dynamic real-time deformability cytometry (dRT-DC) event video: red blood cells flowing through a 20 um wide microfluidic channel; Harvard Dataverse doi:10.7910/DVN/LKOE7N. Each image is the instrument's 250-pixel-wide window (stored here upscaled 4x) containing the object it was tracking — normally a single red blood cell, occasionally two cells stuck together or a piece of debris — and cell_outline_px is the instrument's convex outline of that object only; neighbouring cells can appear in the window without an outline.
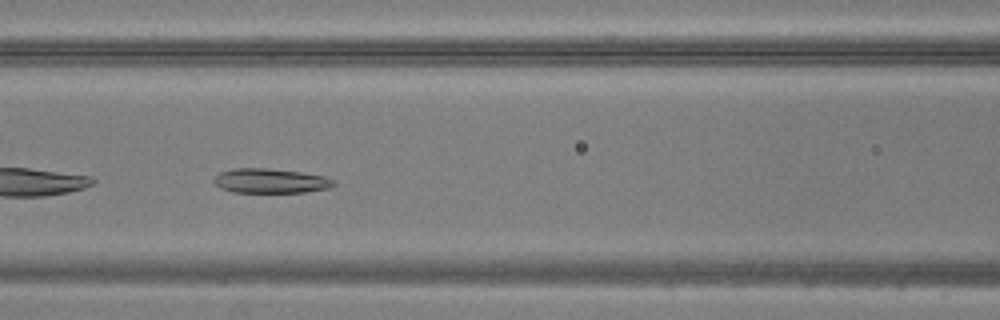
{"species": "common noctule bat (a hibernating species)", "species_latin": "Nyctalus noctula", "temperature_condition": "warm", "stored_images_in_passage": 33, "camera_frame_rate_fps": 3000, "um_per_image_px": 0.085, "animal": {"sex": "male", "body_mass_g": 20.5, "forearm_length_mm": 52.5}, "frame": {"image": 1, "passage_image": 10, "time_ms": 3.0, "image_size_px": [1000, 320], "cell_outline_px": [[336, 184], [328, 188], [304, 192], [232, 192], [220, 188], [212, 180], [220, 172], [232, 168], [268, 168], [300, 172], [324, 176], [336, 180]], "centroid_in_image_um": [22.99, 15.37], "position_along_channel_um": 143.6, "area_um2": 17.17}}
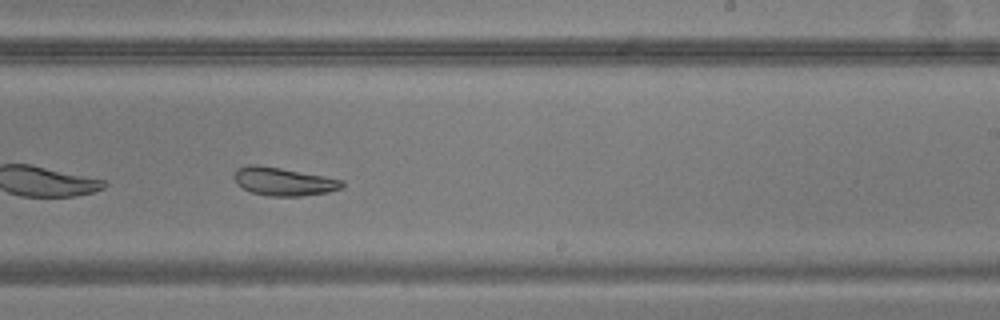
{"frame": {"image": 2, "passage_image": 19, "time_ms": 6.0, "image_size_px": [1000, 320], "cell_outline_px": [[344, 184], [340, 188], [328, 192], [300, 196], [268, 196], [252, 192], [236, 184], [232, 176], [236, 168], [248, 164], [256, 164], [280, 168], [324, 176], [344, 180]], "centroid_in_image_um": [24.05, 15.42], "position_along_channel_um": 265.0, "area_um2": 17.74}}